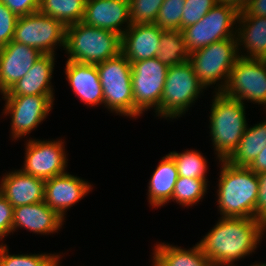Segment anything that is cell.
<instances>
[{
    "mask_svg": "<svg viewBox=\"0 0 266 266\" xmlns=\"http://www.w3.org/2000/svg\"><path fill=\"white\" fill-rule=\"evenodd\" d=\"M265 231L266 227L255 218L220 217L197 244L212 266H234V262L259 247Z\"/></svg>",
    "mask_w": 266,
    "mask_h": 266,
    "instance_id": "6da1fadb",
    "label": "cell"
},
{
    "mask_svg": "<svg viewBox=\"0 0 266 266\" xmlns=\"http://www.w3.org/2000/svg\"><path fill=\"white\" fill-rule=\"evenodd\" d=\"M221 163L217 204L222 217L255 218L259 179L249 167Z\"/></svg>",
    "mask_w": 266,
    "mask_h": 266,
    "instance_id": "7a4b0ae2",
    "label": "cell"
},
{
    "mask_svg": "<svg viewBox=\"0 0 266 266\" xmlns=\"http://www.w3.org/2000/svg\"><path fill=\"white\" fill-rule=\"evenodd\" d=\"M210 110L211 140L219 160H227L237 149L246 128L245 103L224 96L221 92L213 95Z\"/></svg>",
    "mask_w": 266,
    "mask_h": 266,
    "instance_id": "3957f363",
    "label": "cell"
},
{
    "mask_svg": "<svg viewBox=\"0 0 266 266\" xmlns=\"http://www.w3.org/2000/svg\"><path fill=\"white\" fill-rule=\"evenodd\" d=\"M64 50L67 61L96 65L121 52V36L78 22L66 27Z\"/></svg>",
    "mask_w": 266,
    "mask_h": 266,
    "instance_id": "277c9868",
    "label": "cell"
},
{
    "mask_svg": "<svg viewBox=\"0 0 266 266\" xmlns=\"http://www.w3.org/2000/svg\"><path fill=\"white\" fill-rule=\"evenodd\" d=\"M239 55L237 38H226L190 53L189 62L205 88L216 83V91L221 92Z\"/></svg>",
    "mask_w": 266,
    "mask_h": 266,
    "instance_id": "5b68a950",
    "label": "cell"
},
{
    "mask_svg": "<svg viewBox=\"0 0 266 266\" xmlns=\"http://www.w3.org/2000/svg\"><path fill=\"white\" fill-rule=\"evenodd\" d=\"M96 66L103 89L104 106L111 112L134 118L131 63L120 52Z\"/></svg>",
    "mask_w": 266,
    "mask_h": 266,
    "instance_id": "8992f818",
    "label": "cell"
},
{
    "mask_svg": "<svg viewBox=\"0 0 266 266\" xmlns=\"http://www.w3.org/2000/svg\"><path fill=\"white\" fill-rule=\"evenodd\" d=\"M203 89L205 87L198 80L189 61L169 66L159 105V116L166 119L179 118L196 102Z\"/></svg>",
    "mask_w": 266,
    "mask_h": 266,
    "instance_id": "52a82bcc",
    "label": "cell"
},
{
    "mask_svg": "<svg viewBox=\"0 0 266 266\" xmlns=\"http://www.w3.org/2000/svg\"><path fill=\"white\" fill-rule=\"evenodd\" d=\"M168 66L156 57L131 63L134 98V118L154 108L159 117V105L164 90Z\"/></svg>",
    "mask_w": 266,
    "mask_h": 266,
    "instance_id": "ba28073f",
    "label": "cell"
},
{
    "mask_svg": "<svg viewBox=\"0 0 266 266\" xmlns=\"http://www.w3.org/2000/svg\"><path fill=\"white\" fill-rule=\"evenodd\" d=\"M239 12L232 6L217 3L201 20L182 30L189 53L226 38H236ZM235 29V31H234Z\"/></svg>",
    "mask_w": 266,
    "mask_h": 266,
    "instance_id": "9c48e42d",
    "label": "cell"
},
{
    "mask_svg": "<svg viewBox=\"0 0 266 266\" xmlns=\"http://www.w3.org/2000/svg\"><path fill=\"white\" fill-rule=\"evenodd\" d=\"M221 93L242 103L266 105V60L239 57Z\"/></svg>",
    "mask_w": 266,
    "mask_h": 266,
    "instance_id": "30bf717a",
    "label": "cell"
},
{
    "mask_svg": "<svg viewBox=\"0 0 266 266\" xmlns=\"http://www.w3.org/2000/svg\"><path fill=\"white\" fill-rule=\"evenodd\" d=\"M66 27L53 17L37 11L20 16L17 20L13 41L36 48L42 54H55L60 46L65 48Z\"/></svg>",
    "mask_w": 266,
    "mask_h": 266,
    "instance_id": "8fae6325",
    "label": "cell"
},
{
    "mask_svg": "<svg viewBox=\"0 0 266 266\" xmlns=\"http://www.w3.org/2000/svg\"><path fill=\"white\" fill-rule=\"evenodd\" d=\"M3 113L11 116V136L13 139L25 137L41 124L52 110L54 95L3 96Z\"/></svg>",
    "mask_w": 266,
    "mask_h": 266,
    "instance_id": "7c38bea8",
    "label": "cell"
},
{
    "mask_svg": "<svg viewBox=\"0 0 266 266\" xmlns=\"http://www.w3.org/2000/svg\"><path fill=\"white\" fill-rule=\"evenodd\" d=\"M64 149L61 140L29 139L25 147L24 167L20 170L43 180L64 174L68 161Z\"/></svg>",
    "mask_w": 266,
    "mask_h": 266,
    "instance_id": "4fadbf2b",
    "label": "cell"
},
{
    "mask_svg": "<svg viewBox=\"0 0 266 266\" xmlns=\"http://www.w3.org/2000/svg\"><path fill=\"white\" fill-rule=\"evenodd\" d=\"M43 54L36 48L11 40L0 47V93L7 92Z\"/></svg>",
    "mask_w": 266,
    "mask_h": 266,
    "instance_id": "5bb4252c",
    "label": "cell"
},
{
    "mask_svg": "<svg viewBox=\"0 0 266 266\" xmlns=\"http://www.w3.org/2000/svg\"><path fill=\"white\" fill-rule=\"evenodd\" d=\"M91 187L88 181L66 172L45 180L44 202L64 219L66 211L83 199Z\"/></svg>",
    "mask_w": 266,
    "mask_h": 266,
    "instance_id": "9a60e30c",
    "label": "cell"
},
{
    "mask_svg": "<svg viewBox=\"0 0 266 266\" xmlns=\"http://www.w3.org/2000/svg\"><path fill=\"white\" fill-rule=\"evenodd\" d=\"M82 22L122 36L131 26L129 0H86Z\"/></svg>",
    "mask_w": 266,
    "mask_h": 266,
    "instance_id": "2e32d148",
    "label": "cell"
},
{
    "mask_svg": "<svg viewBox=\"0 0 266 266\" xmlns=\"http://www.w3.org/2000/svg\"><path fill=\"white\" fill-rule=\"evenodd\" d=\"M162 32L155 23L131 24L121 36V53L130 63L155 58Z\"/></svg>",
    "mask_w": 266,
    "mask_h": 266,
    "instance_id": "e0dca14e",
    "label": "cell"
},
{
    "mask_svg": "<svg viewBox=\"0 0 266 266\" xmlns=\"http://www.w3.org/2000/svg\"><path fill=\"white\" fill-rule=\"evenodd\" d=\"M0 182V193L13 207L44 201L45 180L43 179L22 170H14L3 175Z\"/></svg>",
    "mask_w": 266,
    "mask_h": 266,
    "instance_id": "ac0fdd59",
    "label": "cell"
},
{
    "mask_svg": "<svg viewBox=\"0 0 266 266\" xmlns=\"http://www.w3.org/2000/svg\"><path fill=\"white\" fill-rule=\"evenodd\" d=\"M64 219L49 208L44 201L14 207L12 233L17 228H24L37 234H51L58 232Z\"/></svg>",
    "mask_w": 266,
    "mask_h": 266,
    "instance_id": "d6986e66",
    "label": "cell"
},
{
    "mask_svg": "<svg viewBox=\"0 0 266 266\" xmlns=\"http://www.w3.org/2000/svg\"><path fill=\"white\" fill-rule=\"evenodd\" d=\"M65 74L75 95L86 105L104 104L97 66L66 61Z\"/></svg>",
    "mask_w": 266,
    "mask_h": 266,
    "instance_id": "ffe728a7",
    "label": "cell"
},
{
    "mask_svg": "<svg viewBox=\"0 0 266 266\" xmlns=\"http://www.w3.org/2000/svg\"><path fill=\"white\" fill-rule=\"evenodd\" d=\"M55 55L43 54L29 71L2 96L54 95L51 79Z\"/></svg>",
    "mask_w": 266,
    "mask_h": 266,
    "instance_id": "44dd1931",
    "label": "cell"
},
{
    "mask_svg": "<svg viewBox=\"0 0 266 266\" xmlns=\"http://www.w3.org/2000/svg\"><path fill=\"white\" fill-rule=\"evenodd\" d=\"M237 23L239 24V28H236L238 52L241 45L248 52L239 56L266 60V17L238 16Z\"/></svg>",
    "mask_w": 266,
    "mask_h": 266,
    "instance_id": "7402d4cb",
    "label": "cell"
},
{
    "mask_svg": "<svg viewBox=\"0 0 266 266\" xmlns=\"http://www.w3.org/2000/svg\"><path fill=\"white\" fill-rule=\"evenodd\" d=\"M178 177L174 160L169 155L162 157L148 183V200L152 207L169 203Z\"/></svg>",
    "mask_w": 266,
    "mask_h": 266,
    "instance_id": "603a6c76",
    "label": "cell"
},
{
    "mask_svg": "<svg viewBox=\"0 0 266 266\" xmlns=\"http://www.w3.org/2000/svg\"><path fill=\"white\" fill-rule=\"evenodd\" d=\"M154 248L153 260L159 266H212L197 243L188 250L169 243H159Z\"/></svg>",
    "mask_w": 266,
    "mask_h": 266,
    "instance_id": "cb8c5ba5",
    "label": "cell"
},
{
    "mask_svg": "<svg viewBox=\"0 0 266 266\" xmlns=\"http://www.w3.org/2000/svg\"><path fill=\"white\" fill-rule=\"evenodd\" d=\"M265 147L266 120L246 128L237 149L227 161L236 167H249Z\"/></svg>",
    "mask_w": 266,
    "mask_h": 266,
    "instance_id": "d4e9b609",
    "label": "cell"
},
{
    "mask_svg": "<svg viewBox=\"0 0 266 266\" xmlns=\"http://www.w3.org/2000/svg\"><path fill=\"white\" fill-rule=\"evenodd\" d=\"M159 43L156 58L161 63L169 67L189 61L190 53L187 51L181 30H163Z\"/></svg>",
    "mask_w": 266,
    "mask_h": 266,
    "instance_id": "484cf974",
    "label": "cell"
},
{
    "mask_svg": "<svg viewBox=\"0 0 266 266\" xmlns=\"http://www.w3.org/2000/svg\"><path fill=\"white\" fill-rule=\"evenodd\" d=\"M85 5L86 0H40L38 11L68 27L82 22Z\"/></svg>",
    "mask_w": 266,
    "mask_h": 266,
    "instance_id": "4316f807",
    "label": "cell"
},
{
    "mask_svg": "<svg viewBox=\"0 0 266 266\" xmlns=\"http://www.w3.org/2000/svg\"><path fill=\"white\" fill-rule=\"evenodd\" d=\"M175 162L178 175L186 178L206 179L207 160L202 153L195 150H186L182 153L176 151L168 154Z\"/></svg>",
    "mask_w": 266,
    "mask_h": 266,
    "instance_id": "83f0119b",
    "label": "cell"
},
{
    "mask_svg": "<svg viewBox=\"0 0 266 266\" xmlns=\"http://www.w3.org/2000/svg\"><path fill=\"white\" fill-rule=\"evenodd\" d=\"M207 182L203 179L179 176L173 190L172 201L182 206H192L203 199L207 192Z\"/></svg>",
    "mask_w": 266,
    "mask_h": 266,
    "instance_id": "f1b7e54d",
    "label": "cell"
},
{
    "mask_svg": "<svg viewBox=\"0 0 266 266\" xmlns=\"http://www.w3.org/2000/svg\"><path fill=\"white\" fill-rule=\"evenodd\" d=\"M6 244H0V266H60V254H16L8 252Z\"/></svg>",
    "mask_w": 266,
    "mask_h": 266,
    "instance_id": "f546056e",
    "label": "cell"
},
{
    "mask_svg": "<svg viewBox=\"0 0 266 266\" xmlns=\"http://www.w3.org/2000/svg\"><path fill=\"white\" fill-rule=\"evenodd\" d=\"M186 0H164L155 24L162 30H181V18Z\"/></svg>",
    "mask_w": 266,
    "mask_h": 266,
    "instance_id": "4dcf8cb0",
    "label": "cell"
},
{
    "mask_svg": "<svg viewBox=\"0 0 266 266\" xmlns=\"http://www.w3.org/2000/svg\"><path fill=\"white\" fill-rule=\"evenodd\" d=\"M164 0H129L131 24L155 23Z\"/></svg>",
    "mask_w": 266,
    "mask_h": 266,
    "instance_id": "1f68e13d",
    "label": "cell"
},
{
    "mask_svg": "<svg viewBox=\"0 0 266 266\" xmlns=\"http://www.w3.org/2000/svg\"><path fill=\"white\" fill-rule=\"evenodd\" d=\"M216 4V0H186L181 18V31L201 20Z\"/></svg>",
    "mask_w": 266,
    "mask_h": 266,
    "instance_id": "d6a6232c",
    "label": "cell"
},
{
    "mask_svg": "<svg viewBox=\"0 0 266 266\" xmlns=\"http://www.w3.org/2000/svg\"><path fill=\"white\" fill-rule=\"evenodd\" d=\"M18 18L0 1V47L13 40Z\"/></svg>",
    "mask_w": 266,
    "mask_h": 266,
    "instance_id": "836d02e7",
    "label": "cell"
},
{
    "mask_svg": "<svg viewBox=\"0 0 266 266\" xmlns=\"http://www.w3.org/2000/svg\"><path fill=\"white\" fill-rule=\"evenodd\" d=\"M14 207L0 193V241L12 232Z\"/></svg>",
    "mask_w": 266,
    "mask_h": 266,
    "instance_id": "e575fe53",
    "label": "cell"
},
{
    "mask_svg": "<svg viewBox=\"0 0 266 266\" xmlns=\"http://www.w3.org/2000/svg\"><path fill=\"white\" fill-rule=\"evenodd\" d=\"M18 17L30 15L39 10L40 0H0Z\"/></svg>",
    "mask_w": 266,
    "mask_h": 266,
    "instance_id": "d590c367",
    "label": "cell"
},
{
    "mask_svg": "<svg viewBox=\"0 0 266 266\" xmlns=\"http://www.w3.org/2000/svg\"><path fill=\"white\" fill-rule=\"evenodd\" d=\"M238 16L266 17V0H249L247 7Z\"/></svg>",
    "mask_w": 266,
    "mask_h": 266,
    "instance_id": "8d00e7d4",
    "label": "cell"
},
{
    "mask_svg": "<svg viewBox=\"0 0 266 266\" xmlns=\"http://www.w3.org/2000/svg\"><path fill=\"white\" fill-rule=\"evenodd\" d=\"M249 168L256 174L266 171V147L258 154Z\"/></svg>",
    "mask_w": 266,
    "mask_h": 266,
    "instance_id": "74e56055",
    "label": "cell"
},
{
    "mask_svg": "<svg viewBox=\"0 0 266 266\" xmlns=\"http://www.w3.org/2000/svg\"><path fill=\"white\" fill-rule=\"evenodd\" d=\"M249 0H216L217 3L225 4L234 7L238 12L243 11Z\"/></svg>",
    "mask_w": 266,
    "mask_h": 266,
    "instance_id": "f35d334b",
    "label": "cell"
},
{
    "mask_svg": "<svg viewBox=\"0 0 266 266\" xmlns=\"http://www.w3.org/2000/svg\"><path fill=\"white\" fill-rule=\"evenodd\" d=\"M234 266H235V265H234ZM250 266H263V263L253 264V265H250Z\"/></svg>",
    "mask_w": 266,
    "mask_h": 266,
    "instance_id": "ab89813d",
    "label": "cell"
},
{
    "mask_svg": "<svg viewBox=\"0 0 266 266\" xmlns=\"http://www.w3.org/2000/svg\"><path fill=\"white\" fill-rule=\"evenodd\" d=\"M153 266H159L154 260H152Z\"/></svg>",
    "mask_w": 266,
    "mask_h": 266,
    "instance_id": "60d3db41",
    "label": "cell"
}]
</instances>
